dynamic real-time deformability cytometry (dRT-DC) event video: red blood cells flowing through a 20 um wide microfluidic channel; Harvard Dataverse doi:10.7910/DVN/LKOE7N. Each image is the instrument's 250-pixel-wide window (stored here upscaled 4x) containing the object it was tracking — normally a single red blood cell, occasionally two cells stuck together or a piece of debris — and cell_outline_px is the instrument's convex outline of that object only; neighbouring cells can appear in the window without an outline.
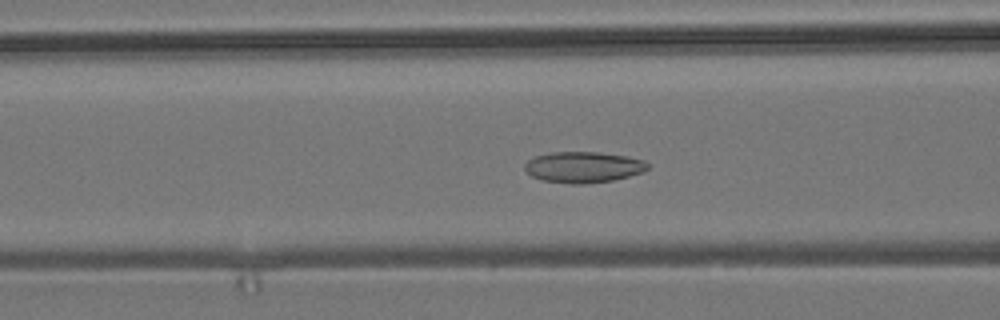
{"species": "common noctule bat (a hibernating species)", "species_latin": "Nyctalus noctula", "temperature_condition": "room temperature", "stored_images_in_passage": 55, "camera_frame_rate_fps": 3000, "um_per_image_px": 0.085, "animal": {"sex": "male", "body_mass_g": 19.2, "forearm_length_mm": 51.8}, "frame": {"image": 1, "passage_image": 21, "time_ms": 6.667, "image_size_px": [1000, 320], "cell_outline_px": [[648, 168], [644, 172], [612, 180], [584, 184], [568, 184], [544, 180], [532, 176], [524, 168], [524, 164], [532, 156], [552, 152], [600, 152], [628, 156], [644, 160], [648, 164]], "centroid_in_image_um": [49.58, 14.2], "position_along_channel_um": 117.0, "area_um2": 22.31}}
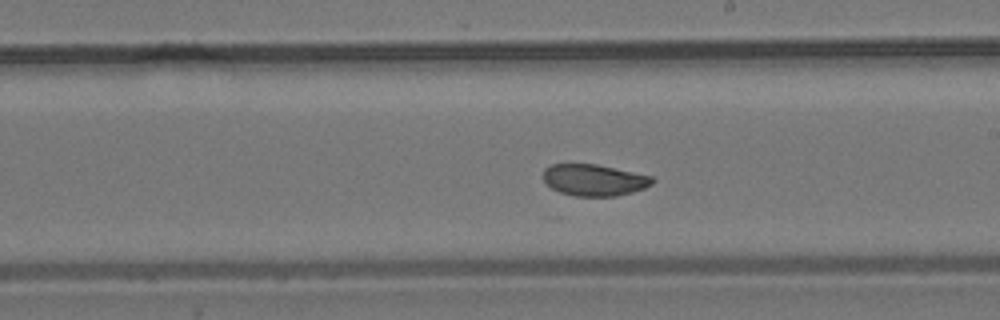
{"frame": {"image": 2, "passage_image": 31, "time_ms": 10.0, "image_size_px": [1000, 320], "cell_outline_px": [[656, 180], [652, 184], [644, 188], [632, 192], [616, 196], [576, 196], [560, 192], [552, 188], [544, 180], [544, 168], [552, 164], [596, 164], [652, 176]], "centroid_in_image_um": [50.52, 15.3], "position_along_channel_um": 238.5, "area_um2": 19.94}}
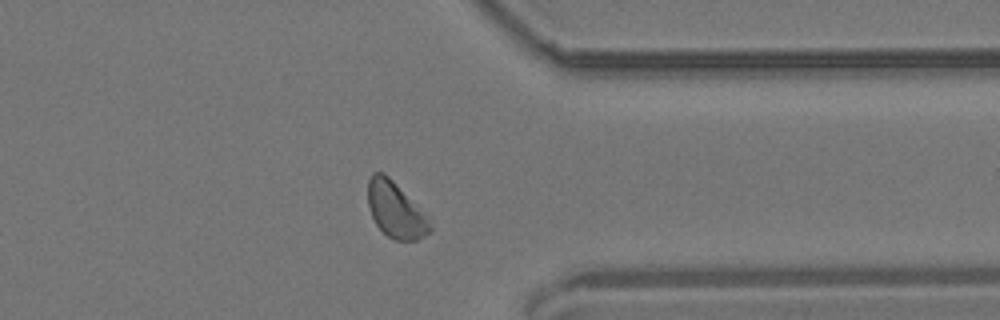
{"frame": {"image": 3, "passage_image": 43, "time_ms": 14.0, "image_size_px": [1000, 320], "cell_outline_px": [[432, 232], [416, 240], [396, 240], [388, 236], [376, 224], [372, 216], [368, 204], [368, 180], [372, 172], [384, 172], [432, 216]], "centroid_in_image_um": [33.71, 17.83], "position_along_channel_um": 377.7, "area_um2": 20.81}, "authors_computed_cell_mechanics": {"area_um2": 21.5594, "velocity_mm_per_s": 3.6521, "shape_relaxation_time_tau1_ms": null, "shape_relaxation_time_tau2_ms": 2.7802, "deformation_change_tau1": null, "deformation_change_tau2": 0.0598}}